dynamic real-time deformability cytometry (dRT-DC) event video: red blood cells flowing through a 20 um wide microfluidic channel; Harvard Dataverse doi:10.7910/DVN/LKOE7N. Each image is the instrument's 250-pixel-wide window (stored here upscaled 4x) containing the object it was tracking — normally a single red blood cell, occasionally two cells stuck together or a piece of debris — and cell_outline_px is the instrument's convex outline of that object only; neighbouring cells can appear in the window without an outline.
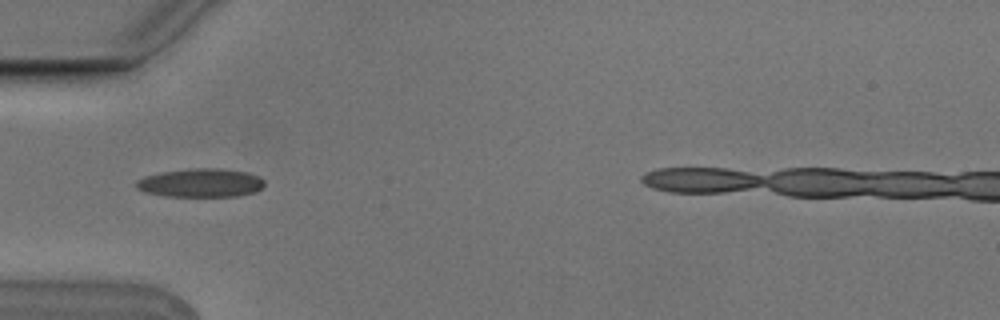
{"species": "Egyptian fruit bat (a non-hibernating species)", "species_latin": "Rousettus aegyptiacus", "temperature_condition": "cold", "stored_images_in_passage": 2, "camera_frame_rate_fps": 3000, "um_per_image_px": 0.085, "animal": {"sex": "male"}, "frame": {"image": 1, "passage_image": 1, "time_ms": 0.0, "image_size_px": [1000, 320], "cell_outline_px": [[264, 188], [256, 192], [236, 196], [164, 196], [144, 192], [136, 188], [136, 180], [144, 176], [160, 172], [192, 168], [216, 168], [248, 172], [264, 180]], "centroid_in_image_um": [17.05, 15.54], "position_along_channel_um": 68.0, "area_um2": 21.5}}